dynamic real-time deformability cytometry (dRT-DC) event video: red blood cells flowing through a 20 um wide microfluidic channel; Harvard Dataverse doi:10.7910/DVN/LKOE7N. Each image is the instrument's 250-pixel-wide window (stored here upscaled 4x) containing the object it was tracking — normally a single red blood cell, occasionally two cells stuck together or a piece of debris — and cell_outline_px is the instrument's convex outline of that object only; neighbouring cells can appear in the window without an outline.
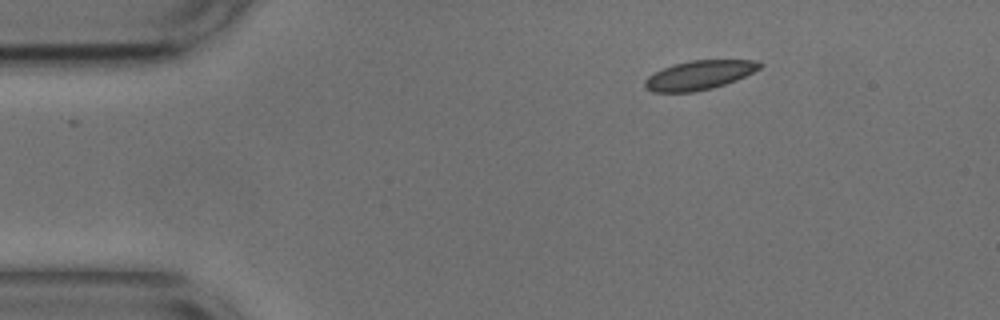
{"species": "common noctule bat (a hibernating species)", "species_latin": "Nyctalus noctula", "temperature_condition": "cold", "stored_images_in_passage": 47, "camera_frame_rate_fps": 3000, "um_per_image_px": 0.085, "animal": {"sex": "male", "body_mass_g": 17.9, "forearm_length_mm": 54.2}, "frame": {"image": 1, "passage_image": 1, "time_ms": 0.0, "image_size_px": [1000, 320], "cell_outline_px": [[764, 64], [760, 68], [736, 80], [712, 88], [692, 92], [652, 92], [644, 88], [644, 80], [648, 76], [664, 68], [676, 64], [692, 60], [756, 60]], "centroid_in_image_um": [59.42, 6.39], "position_along_channel_um": 25.6, "area_um2": 19.31}}
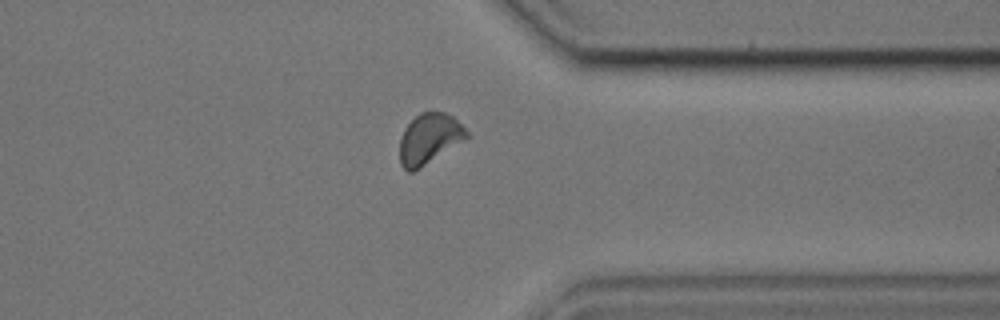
{"frame": {"image": 2, "passage_image": 35, "time_ms": 11.333, "image_size_px": [1000, 320], "cell_outline_px": [[468, 136], [464, 140], [420, 168], [412, 172], [408, 172], [400, 164], [400, 140], [404, 128], [420, 112], [444, 112], [452, 116], [468, 132]], "centroid_in_image_um": [36.46, 11.8], "position_along_channel_um": 374.9, "area_um2": 19.36}}
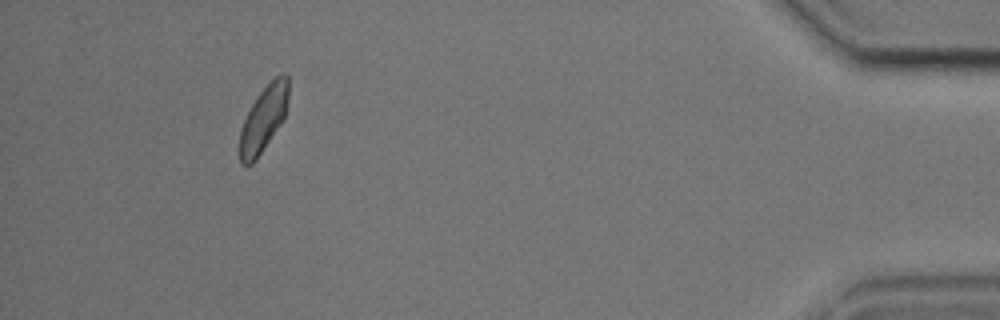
{"frame": {"image": 3, "passage_image": 43, "time_ms": 14.0, "image_size_px": [1000, 320], "cell_outline_px": [[288, 100], [284, 120], [256, 160], [252, 164], [240, 164], [240, 132], [244, 120], [252, 104], [260, 92], [280, 72], [284, 72], [288, 76]], "centroid_in_image_um": [22.43, 10.1], "position_along_channel_um": 412.8, "area_um2": 18.55}, "authors_computed_cell_mechanics": {"area_um2": 19.4208, "velocity_mm_per_s": 3.651, "shape_relaxation_time_tau1_ms": null, "shape_relaxation_time_tau2_ms": 1.8514, "deformation_change_tau1": null, "deformation_change_tau2": 0.0539}}